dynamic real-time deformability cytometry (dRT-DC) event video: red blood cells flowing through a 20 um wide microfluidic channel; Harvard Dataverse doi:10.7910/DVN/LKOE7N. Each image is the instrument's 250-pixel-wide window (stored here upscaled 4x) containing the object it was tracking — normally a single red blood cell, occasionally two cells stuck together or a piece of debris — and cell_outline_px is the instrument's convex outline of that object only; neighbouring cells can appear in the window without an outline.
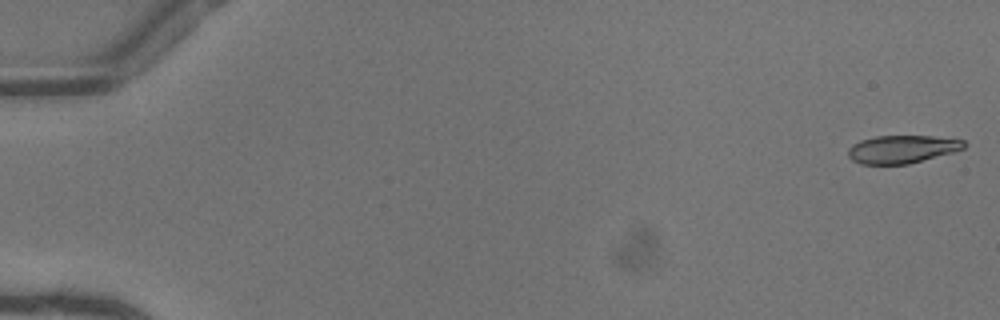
{"species": "common noctule bat (a hibernating species)", "species_latin": "Nyctalus noctula", "temperature_condition": "warm", "stored_images_in_passage": 51, "camera_frame_rate_fps": 3000, "um_per_image_px": 0.085, "animal": {"sex": "female"}, "frame": {"image": 1, "passage_image": 1, "time_ms": 0.0, "image_size_px": [1000, 320], "cell_outline_px": [[968, 144], [964, 148], [952, 152], [908, 164], [860, 164], [852, 160], [848, 156], [848, 148], [852, 144], [860, 140], [876, 136], [932, 136], [964, 140]], "centroid_in_image_um": [76.65, 12.68], "position_along_channel_um": 8.3, "area_um2": 18.84}}
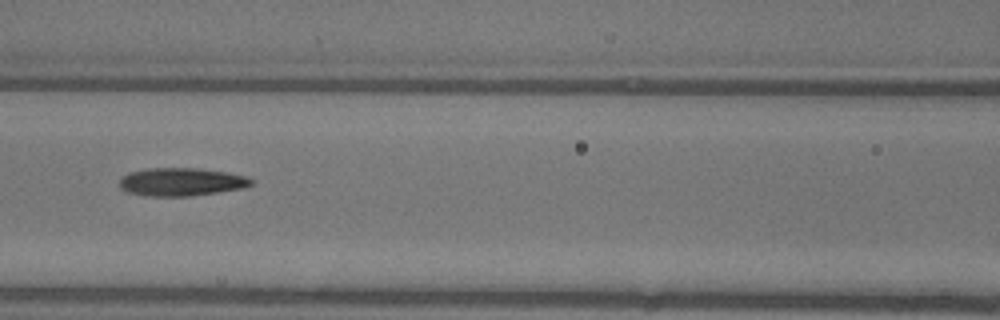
{"frame": {"image": 2, "passage_image": 24, "time_ms": 7.667, "image_size_px": [1000, 320], "cell_outline_px": [[256, 184], [244, 188], [188, 196], [144, 196], [128, 192], [120, 188], [120, 180], [128, 172], [148, 168], [200, 168], [228, 172], [248, 176]], "centroid_in_image_um": [15.45, 15.45], "position_along_channel_um": 151.2, "area_um2": 21.73}}
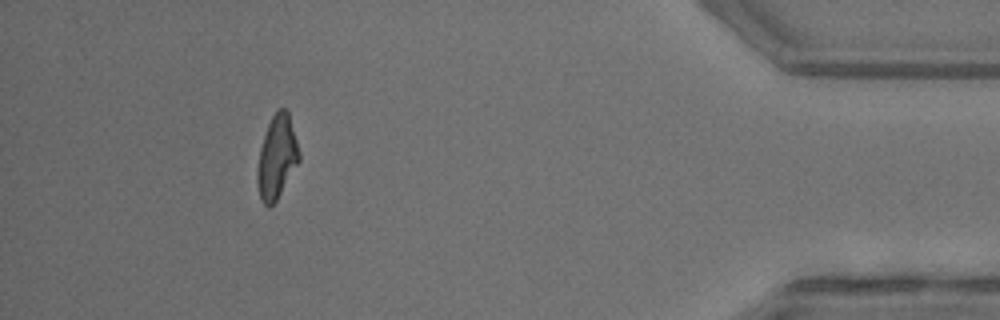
{"frame": {"image": 3, "passage_image": 47, "time_ms": 15.333, "image_size_px": [1000, 320], "cell_outline_px": [[300, 160], [276, 200], [268, 208], [260, 200], [256, 180], [256, 172], [260, 148], [268, 124], [272, 116], [280, 108], [288, 108], [300, 152]], "centroid_in_image_um": [23.53, 13.35], "position_along_channel_um": 411.7, "area_um2": 20.35}, "authors_computed_cell_mechanics": {"area_um2": 20.7502, "velocity_mm_per_s": 4.1222, "shape_relaxation_time_tau1_ms": 7.1183, "shape_relaxation_time_tau2_ms": 3.2555, "deformation_change_tau1": 0.2387, "deformation_change_tau2": 0.1296}}